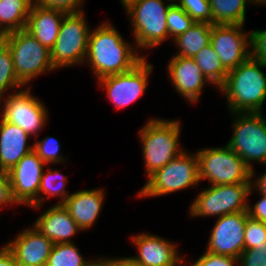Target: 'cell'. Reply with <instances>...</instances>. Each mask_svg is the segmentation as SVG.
<instances>
[{
  "label": "cell",
  "instance_id": "cell-1",
  "mask_svg": "<svg viewBox=\"0 0 266 266\" xmlns=\"http://www.w3.org/2000/svg\"><path fill=\"white\" fill-rule=\"evenodd\" d=\"M145 57L139 56L108 22L90 31L86 60L97 79L132 70Z\"/></svg>",
  "mask_w": 266,
  "mask_h": 266
},
{
  "label": "cell",
  "instance_id": "cell-2",
  "mask_svg": "<svg viewBox=\"0 0 266 266\" xmlns=\"http://www.w3.org/2000/svg\"><path fill=\"white\" fill-rule=\"evenodd\" d=\"M262 67L266 65L249 57L227 73L224 84L218 89L226 95L231 112H261L266 100V76Z\"/></svg>",
  "mask_w": 266,
  "mask_h": 266
},
{
  "label": "cell",
  "instance_id": "cell-3",
  "mask_svg": "<svg viewBox=\"0 0 266 266\" xmlns=\"http://www.w3.org/2000/svg\"><path fill=\"white\" fill-rule=\"evenodd\" d=\"M180 121L151 119L139 132L147 176L164 167L183 150L179 147Z\"/></svg>",
  "mask_w": 266,
  "mask_h": 266
},
{
  "label": "cell",
  "instance_id": "cell-4",
  "mask_svg": "<svg viewBox=\"0 0 266 266\" xmlns=\"http://www.w3.org/2000/svg\"><path fill=\"white\" fill-rule=\"evenodd\" d=\"M171 4L164 5L162 0H132L124 6L132 21L136 48L149 49L167 39L166 15Z\"/></svg>",
  "mask_w": 266,
  "mask_h": 266
},
{
  "label": "cell",
  "instance_id": "cell-5",
  "mask_svg": "<svg viewBox=\"0 0 266 266\" xmlns=\"http://www.w3.org/2000/svg\"><path fill=\"white\" fill-rule=\"evenodd\" d=\"M5 45L12 55L15 73L24 85L47 69H55L51 51L26 29L6 34Z\"/></svg>",
  "mask_w": 266,
  "mask_h": 266
},
{
  "label": "cell",
  "instance_id": "cell-6",
  "mask_svg": "<svg viewBox=\"0 0 266 266\" xmlns=\"http://www.w3.org/2000/svg\"><path fill=\"white\" fill-rule=\"evenodd\" d=\"M147 179L138 194L140 197L161 196L195 186L201 181L197 154L189 155L184 150L164 167L150 174Z\"/></svg>",
  "mask_w": 266,
  "mask_h": 266
},
{
  "label": "cell",
  "instance_id": "cell-7",
  "mask_svg": "<svg viewBox=\"0 0 266 266\" xmlns=\"http://www.w3.org/2000/svg\"><path fill=\"white\" fill-rule=\"evenodd\" d=\"M199 178L208 179L211 185L252 183L251 169L227 145L203 149L197 153Z\"/></svg>",
  "mask_w": 266,
  "mask_h": 266
},
{
  "label": "cell",
  "instance_id": "cell-8",
  "mask_svg": "<svg viewBox=\"0 0 266 266\" xmlns=\"http://www.w3.org/2000/svg\"><path fill=\"white\" fill-rule=\"evenodd\" d=\"M233 115H236L233 136L226 145L243 159L253 176L251 161L266 165V119L261 112Z\"/></svg>",
  "mask_w": 266,
  "mask_h": 266
},
{
  "label": "cell",
  "instance_id": "cell-9",
  "mask_svg": "<svg viewBox=\"0 0 266 266\" xmlns=\"http://www.w3.org/2000/svg\"><path fill=\"white\" fill-rule=\"evenodd\" d=\"M85 20L83 10L64 16L55 45L50 50L55 69L85 62L91 31Z\"/></svg>",
  "mask_w": 266,
  "mask_h": 266
},
{
  "label": "cell",
  "instance_id": "cell-10",
  "mask_svg": "<svg viewBox=\"0 0 266 266\" xmlns=\"http://www.w3.org/2000/svg\"><path fill=\"white\" fill-rule=\"evenodd\" d=\"M252 183L212 185L199 193L190 207L192 216H224L247 211V197Z\"/></svg>",
  "mask_w": 266,
  "mask_h": 266
},
{
  "label": "cell",
  "instance_id": "cell-11",
  "mask_svg": "<svg viewBox=\"0 0 266 266\" xmlns=\"http://www.w3.org/2000/svg\"><path fill=\"white\" fill-rule=\"evenodd\" d=\"M152 66L146 63V58H144L132 70L106 76L98 81L106 89L108 99L115 104V107L123 108L136 101L144 93L148 76L153 70Z\"/></svg>",
  "mask_w": 266,
  "mask_h": 266
},
{
  "label": "cell",
  "instance_id": "cell-12",
  "mask_svg": "<svg viewBox=\"0 0 266 266\" xmlns=\"http://www.w3.org/2000/svg\"><path fill=\"white\" fill-rule=\"evenodd\" d=\"M45 163L32 150L7 171L16 204L38 208V190Z\"/></svg>",
  "mask_w": 266,
  "mask_h": 266
},
{
  "label": "cell",
  "instance_id": "cell-13",
  "mask_svg": "<svg viewBox=\"0 0 266 266\" xmlns=\"http://www.w3.org/2000/svg\"><path fill=\"white\" fill-rule=\"evenodd\" d=\"M2 117L18 125L30 136L43 129L47 121V110L43 103L31 95L30 88L9 94L3 104Z\"/></svg>",
  "mask_w": 266,
  "mask_h": 266
},
{
  "label": "cell",
  "instance_id": "cell-14",
  "mask_svg": "<svg viewBox=\"0 0 266 266\" xmlns=\"http://www.w3.org/2000/svg\"><path fill=\"white\" fill-rule=\"evenodd\" d=\"M248 217L247 211L219 217L212 229L206 251L239 259L245 250V225Z\"/></svg>",
  "mask_w": 266,
  "mask_h": 266
},
{
  "label": "cell",
  "instance_id": "cell-15",
  "mask_svg": "<svg viewBox=\"0 0 266 266\" xmlns=\"http://www.w3.org/2000/svg\"><path fill=\"white\" fill-rule=\"evenodd\" d=\"M242 26L212 25L210 44L228 72L250 57V51L247 48L250 46V34H244Z\"/></svg>",
  "mask_w": 266,
  "mask_h": 266
},
{
  "label": "cell",
  "instance_id": "cell-16",
  "mask_svg": "<svg viewBox=\"0 0 266 266\" xmlns=\"http://www.w3.org/2000/svg\"><path fill=\"white\" fill-rule=\"evenodd\" d=\"M171 82L186 100L197 102L205 83L209 81L190 57L174 56L168 64Z\"/></svg>",
  "mask_w": 266,
  "mask_h": 266
},
{
  "label": "cell",
  "instance_id": "cell-17",
  "mask_svg": "<svg viewBox=\"0 0 266 266\" xmlns=\"http://www.w3.org/2000/svg\"><path fill=\"white\" fill-rule=\"evenodd\" d=\"M5 246L18 263L46 266L53 242L33 226V229L24 230Z\"/></svg>",
  "mask_w": 266,
  "mask_h": 266
},
{
  "label": "cell",
  "instance_id": "cell-18",
  "mask_svg": "<svg viewBox=\"0 0 266 266\" xmlns=\"http://www.w3.org/2000/svg\"><path fill=\"white\" fill-rule=\"evenodd\" d=\"M138 256L132 257L143 266H176L182 264L176 245L155 235L141 233L132 237Z\"/></svg>",
  "mask_w": 266,
  "mask_h": 266
},
{
  "label": "cell",
  "instance_id": "cell-19",
  "mask_svg": "<svg viewBox=\"0 0 266 266\" xmlns=\"http://www.w3.org/2000/svg\"><path fill=\"white\" fill-rule=\"evenodd\" d=\"M34 227L53 244L71 243V237L78 230L82 231L64 206L57 204L47 209L34 223Z\"/></svg>",
  "mask_w": 266,
  "mask_h": 266
},
{
  "label": "cell",
  "instance_id": "cell-20",
  "mask_svg": "<svg viewBox=\"0 0 266 266\" xmlns=\"http://www.w3.org/2000/svg\"><path fill=\"white\" fill-rule=\"evenodd\" d=\"M0 121V170L7 172L31 152L33 146L27 145L30 135L22 128L3 117Z\"/></svg>",
  "mask_w": 266,
  "mask_h": 266
},
{
  "label": "cell",
  "instance_id": "cell-21",
  "mask_svg": "<svg viewBox=\"0 0 266 266\" xmlns=\"http://www.w3.org/2000/svg\"><path fill=\"white\" fill-rule=\"evenodd\" d=\"M66 14L59 9H47L32 4L25 29L43 46L51 50L55 45Z\"/></svg>",
  "mask_w": 266,
  "mask_h": 266
},
{
  "label": "cell",
  "instance_id": "cell-22",
  "mask_svg": "<svg viewBox=\"0 0 266 266\" xmlns=\"http://www.w3.org/2000/svg\"><path fill=\"white\" fill-rule=\"evenodd\" d=\"M102 189L72 193L62 204L76 224L83 230L90 228L101 212L104 200Z\"/></svg>",
  "mask_w": 266,
  "mask_h": 266
},
{
  "label": "cell",
  "instance_id": "cell-23",
  "mask_svg": "<svg viewBox=\"0 0 266 266\" xmlns=\"http://www.w3.org/2000/svg\"><path fill=\"white\" fill-rule=\"evenodd\" d=\"M32 4L33 0H2L0 2V33L6 35L25 29Z\"/></svg>",
  "mask_w": 266,
  "mask_h": 266
},
{
  "label": "cell",
  "instance_id": "cell-24",
  "mask_svg": "<svg viewBox=\"0 0 266 266\" xmlns=\"http://www.w3.org/2000/svg\"><path fill=\"white\" fill-rule=\"evenodd\" d=\"M212 24L196 23L173 41L179 47L176 56L193 58L200 50L210 44Z\"/></svg>",
  "mask_w": 266,
  "mask_h": 266
},
{
  "label": "cell",
  "instance_id": "cell-25",
  "mask_svg": "<svg viewBox=\"0 0 266 266\" xmlns=\"http://www.w3.org/2000/svg\"><path fill=\"white\" fill-rule=\"evenodd\" d=\"M250 0H209L214 24L244 25Z\"/></svg>",
  "mask_w": 266,
  "mask_h": 266
},
{
  "label": "cell",
  "instance_id": "cell-26",
  "mask_svg": "<svg viewBox=\"0 0 266 266\" xmlns=\"http://www.w3.org/2000/svg\"><path fill=\"white\" fill-rule=\"evenodd\" d=\"M193 59L211 84L219 88L224 84L228 71L211 44L200 50Z\"/></svg>",
  "mask_w": 266,
  "mask_h": 266
},
{
  "label": "cell",
  "instance_id": "cell-27",
  "mask_svg": "<svg viewBox=\"0 0 266 266\" xmlns=\"http://www.w3.org/2000/svg\"><path fill=\"white\" fill-rule=\"evenodd\" d=\"M94 261L83 259L78 248L71 243L53 244L46 266H91Z\"/></svg>",
  "mask_w": 266,
  "mask_h": 266
},
{
  "label": "cell",
  "instance_id": "cell-28",
  "mask_svg": "<svg viewBox=\"0 0 266 266\" xmlns=\"http://www.w3.org/2000/svg\"><path fill=\"white\" fill-rule=\"evenodd\" d=\"M49 172L42 173L40 187L38 190V207L44 201V197H39V193H43V195H47L48 198L51 196H59L62 200L57 203V205H62L65 200L71 195L65 190L66 176L62 175L58 170H50ZM50 196V197H49Z\"/></svg>",
  "mask_w": 266,
  "mask_h": 266
},
{
  "label": "cell",
  "instance_id": "cell-29",
  "mask_svg": "<svg viewBox=\"0 0 266 266\" xmlns=\"http://www.w3.org/2000/svg\"><path fill=\"white\" fill-rule=\"evenodd\" d=\"M24 84L18 79L13 65L12 55L4 44L0 48V103L5 90L21 88Z\"/></svg>",
  "mask_w": 266,
  "mask_h": 266
},
{
  "label": "cell",
  "instance_id": "cell-30",
  "mask_svg": "<svg viewBox=\"0 0 266 266\" xmlns=\"http://www.w3.org/2000/svg\"><path fill=\"white\" fill-rule=\"evenodd\" d=\"M168 37L177 38L192 27L195 22L175 2L170 5L166 15Z\"/></svg>",
  "mask_w": 266,
  "mask_h": 266
},
{
  "label": "cell",
  "instance_id": "cell-31",
  "mask_svg": "<svg viewBox=\"0 0 266 266\" xmlns=\"http://www.w3.org/2000/svg\"><path fill=\"white\" fill-rule=\"evenodd\" d=\"M174 2L182 8L194 22L210 23L213 25V16L209 0H174Z\"/></svg>",
  "mask_w": 266,
  "mask_h": 266
},
{
  "label": "cell",
  "instance_id": "cell-32",
  "mask_svg": "<svg viewBox=\"0 0 266 266\" xmlns=\"http://www.w3.org/2000/svg\"><path fill=\"white\" fill-rule=\"evenodd\" d=\"M59 149V142L53 137H46L41 141L33 143V150L45 164H56L64 161L63 157L59 155Z\"/></svg>",
  "mask_w": 266,
  "mask_h": 266
},
{
  "label": "cell",
  "instance_id": "cell-33",
  "mask_svg": "<svg viewBox=\"0 0 266 266\" xmlns=\"http://www.w3.org/2000/svg\"><path fill=\"white\" fill-rule=\"evenodd\" d=\"M266 244V223L247 218L245 225V250Z\"/></svg>",
  "mask_w": 266,
  "mask_h": 266
},
{
  "label": "cell",
  "instance_id": "cell-34",
  "mask_svg": "<svg viewBox=\"0 0 266 266\" xmlns=\"http://www.w3.org/2000/svg\"><path fill=\"white\" fill-rule=\"evenodd\" d=\"M250 34V57L266 65V30H256Z\"/></svg>",
  "mask_w": 266,
  "mask_h": 266
},
{
  "label": "cell",
  "instance_id": "cell-35",
  "mask_svg": "<svg viewBox=\"0 0 266 266\" xmlns=\"http://www.w3.org/2000/svg\"><path fill=\"white\" fill-rule=\"evenodd\" d=\"M240 266H266V244L246 249L239 258Z\"/></svg>",
  "mask_w": 266,
  "mask_h": 266
},
{
  "label": "cell",
  "instance_id": "cell-36",
  "mask_svg": "<svg viewBox=\"0 0 266 266\" xmlns=\"http://www.w3.org/2000/svg\"><path fill=\"white\" fill-rule=\"evenodd\" d=\"M33 4L47 9H59L66 13L82 12L83 0H33Z\"/></svg>",
  "mask_w": 266,
  "mask_h": 266
},
{
  "label": "cell",
  "instance_id": "cell-37",
  "mask_svg": "<svg viewBox=\"0 0 266 266\" xmlns=\"http://www.w3.org/2000/svg\"><path fill=\"white\" fill-rule=\"evenodd\" d=\"M235 262L239 263V259L206 251L192 266H235Z\"/></svg>",
  "mask_w": 266,
  "mask_h": 266
},
{
  "label": "cell",
  "instance_id": "cell-38",
  "mask_svg": "<svg viewBox=\"0 0 266 266\" xmlns=\"http://www.w3.org/2000/svg\"><path fill=\"white\" fill-rule=\"evenodd\" d=\"M16 204L12 196L10 180L7 172L0 170V205Z\"/></svg>",
  "mask_w": 266,
  "mask_h": 266
},
{
  "label": "cell",
  "instance_id": "cell-39",
  "mask_svg": "<svg viewBox=\"0 0 266 266\" xmlns=\"http://www.w3.org/2000/svg\"><path fill=\"white\" fill-rule=\"evenodd\" d=\"M247 212L250 218L266 223V195L262 194V199L253 208L248 204Z\"/></svg>",
  "mask_w": 266,
  "mask_h": 266
},
{
  "label": "cell",
  "instance_id": "cell-40",
  "mask_svg": "<svg viewBox=\"0 0 266 266\" xmlns=\"http://www.w3.org/2000/svg\"><path fill=\"white\" fill-rule=\"evenodd\" d=\"M0 266H16L13 254L5 245L0 249Z\"/></svg>",
  "mask_w": 266,
  "mask_h": 266
},
{
  "label": "cell",
  "instance_id": "cell-41",
  "mask_svg": "<svg viewBox=\"0 0 266 266\" xmlns=\"http://www.w3.org/2000/svg\"><path fill=\"white\" fill-rule=\"evenodd\" d=\"M110 266H143L139 262L135 261L132 257H126V258H121V259H105Z\"/></svg>",
  "mask_w": 266,
  "mask_h": 266
},
{
  "label": "cell",
  "instance_id": "cell-42",
  "mask_svg": "<svg viewBox=\"0 0 266 266\" xmlns=\"http://www.w3.org/2000/svg\"><path fill=\"white\" fill-rule=\"evenodd\" d=\"M251 187H256L260 194L266 195V171L260 178L251 184Z\"/></svg>",
  "mask_w": 266,
  "mask_h": 266
},
{
  "label": "cell",
  "instance_id": "cell-43",
  "mask_svg": "<svg viewBox=\"0 0 266 266\" xmlns=\"http://www.w3.org/2000/svg\"><path fill=\"white\" fill-rule=\"evenodd\" d=\"M91 266H110V264L105 259H98Z\"/></svg>",
  "mask_w": 266,
  "mask_h": 266
},
{
  "label": "cell",
  "instance_id": "cell-44",
  "mask_svg": "<svg viewBox=\"0 0 266 266\" xmlns=\"http://www.w3.org/2000/svg\"><path fill=\"white\" fill-rule=\"evenodd\" d=\"M5 44V35L0 33V48Z\"/></svg>",
  "mask_w": 266,
  "mask_h": 266
},
{
  "label": "cell",
  "instance_id": "cell-45",
  "mask_svg": "<svg viewBox=\"0 0 266 266\" xmlns=\"http://www.w3.org/2000/svg\"><path fill=\"white\" fill-rule=\"evenodd\" d=\"M256 3V4H266V0H250V3Z\"/></svg>",
  "mask_w": 266,
  "mask_h": 266
},
{
  "label": "cell",
  "instance_id": "cell-46",
  "mask_svg": "<svg viewBox=\"0 0 266 266\" xmlns=\"http://www.w3.org/2000/svg\"><path fill=\"white\" fill-rule=\"evenodd\" d=\"M120 1H121L122 5L124 7L127 3H129L132 0H120Z\"/></svg>",
  "mask_w": 266,
  "mask_h": 266
},
{
  "label": "cell",
  "instance_id": "cell-47",
  "mask_svg": "<svg viewBox=\"0 0 266 266\" xmlns=\"http://www.w3.org/2000/svg\"><path fill=\"white\" fill-rule=\"evenodd\" d=\"M16 266H34V265H28V264L16 262Z\"/></svg>",
  "mask_w": 266,
  "mask_h": 266
}]
</instances>
